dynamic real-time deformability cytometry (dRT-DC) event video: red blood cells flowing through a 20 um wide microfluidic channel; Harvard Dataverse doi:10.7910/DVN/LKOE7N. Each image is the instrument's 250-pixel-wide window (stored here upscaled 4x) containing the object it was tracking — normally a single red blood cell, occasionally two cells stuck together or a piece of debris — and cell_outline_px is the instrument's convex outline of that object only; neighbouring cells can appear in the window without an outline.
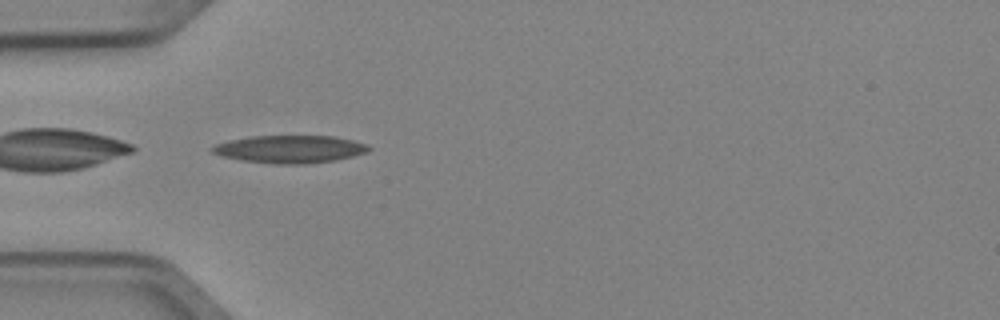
{"species": "Egyptian fruit bat (a non-hibernating species)", "species_latin": "Rousettus aegyptiacus", "temperature_condition": "cold", "stored_images_in_passage": 5, "camera_frame_rate_fps": 3000, "um_per_image_px": 0.085, "animal": {"sex": "female"}, "frame": {"image": 1, "passage_image": 4, "time_ms": 1.0, "image_size_px": [1000, 320], "cell_outline_px": [[372, 148], [368, 152], [336, 160], [304, 164], [272, 164], [240, 160], [224, 156], [212, 152], [212, 148], [216, 144], [228, 140], [252, 136], [332, 136], [352, 140], [364, 144]], "centroid_in_image_um": [24.64, 12.68], "position_along_channel_um": 60.4, "area_um2": 25.09}}
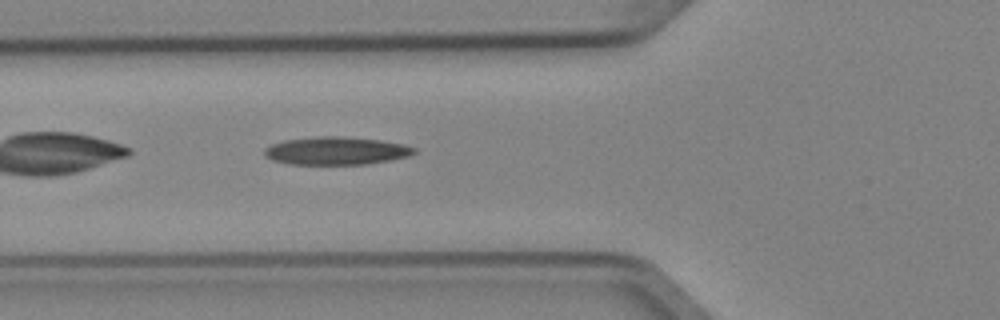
{"frame": {"image": 2, "passage_image": 5, "time_ms": 1.333, "image_size_px": [1000, 320], "cell_outline_px": [[416, 152], [408, 156], [388, 160], [364, 164], [288, 164], [272, 160], [264, 156], [264, 148], [272, 144], [284, 140], [320, 136], [336, 136], [380, 140], [404, 144], [416, 148]], "centroid_in_image_um": [28.54, 12.82], "position_along_channel_um": 97.3, "area_um2": 24.22}}